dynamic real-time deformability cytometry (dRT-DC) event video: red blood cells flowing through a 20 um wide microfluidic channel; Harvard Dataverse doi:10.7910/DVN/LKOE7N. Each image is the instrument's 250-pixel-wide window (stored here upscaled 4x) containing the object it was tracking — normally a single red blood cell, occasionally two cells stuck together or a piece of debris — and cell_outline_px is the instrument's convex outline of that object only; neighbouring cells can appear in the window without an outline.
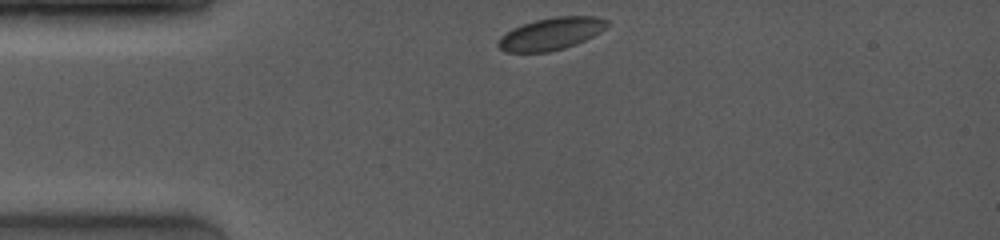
{"species": "common noctule bat (a hibernating species)", "species_latin": "Nyctalus noctula", "temperature_condition": "room temperature", "stored_images_in_passage": 51, "camera_frame_rate_fps": 4000, "um_per_image_px": 0.085, "animal": {"sex": "female", "body_mass_g": 19.0, "forearm_length_mm": 53.3}, "frame": {"image": 1, "passage_image": 1, "time_ms": 0.0, "image_size_px": [1000, 240], "cell_outline_px": [[608, 24], [600, 32], [576, 44], [564, 48], [548, 52], [504, 52], [496, 44], [500, 36], [512, 28], [536, 20], [552, 16], [596, 16], [608, 20]], "centroid_in_image_um": [46.81, 2.87], "position_along_channel_um": 38.2, "area_um2": 20.46}}
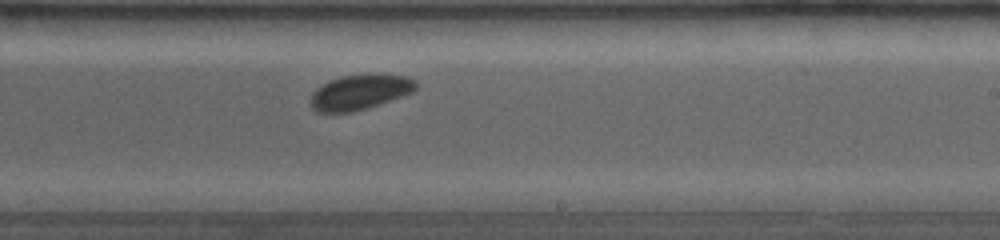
{"frame": {"image": 2, "passage_image": 27, "time_ms": 6.25, "image_size_px": [1000, 240], "cell_outline_px": [[420, 84], [412, 92], [368, 108], [352, 112], [320, 112], [312, 108], [312, 92], [316, 88], [340, 76], [408, 76], [416, 80]], "centroid_in_image_um": [30.61, 7.86], "position_along_channel_um": 258.4, "area_um2": 20.81}}
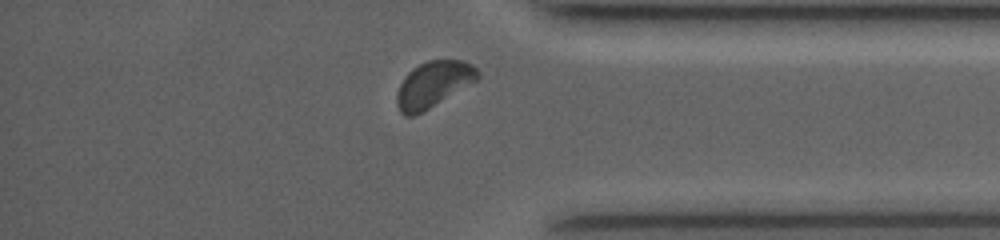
{"frame": {"image": 3, "passage_image": 45, "time_ms": 9.75, "image_size_px": [1000, 240], "cell_outline_px": [[480, 76], [476, 80], [428, 108], [412, 116], [404, 116], [400, 112], [396, 104], [396, 96], [400, 84], [404, 76], [412, 68], [428, 60], [464, 60], [472, 64], [480, 72]], "centroid_in_image_um": [36.81, 7.14], "position_along_channel_um": 398.4, "area_um2": 21.33}}